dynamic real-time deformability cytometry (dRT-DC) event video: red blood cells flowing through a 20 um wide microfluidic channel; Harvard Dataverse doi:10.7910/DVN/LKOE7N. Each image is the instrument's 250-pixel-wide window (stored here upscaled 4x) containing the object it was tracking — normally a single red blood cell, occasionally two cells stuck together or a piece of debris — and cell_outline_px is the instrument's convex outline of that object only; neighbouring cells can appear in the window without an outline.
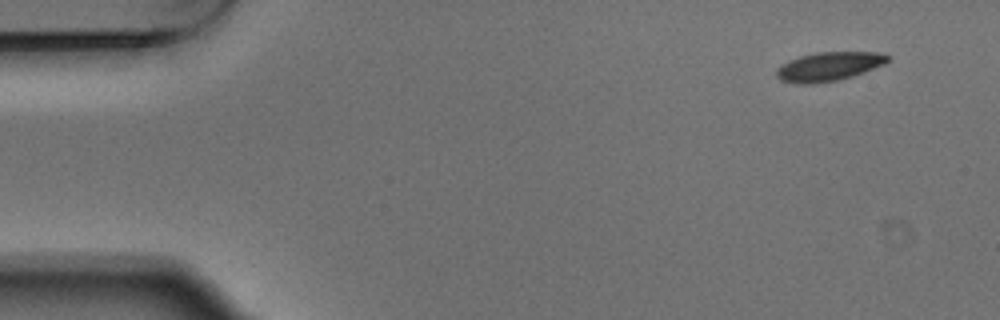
{"species": "Egyptian fruit bat (a non-hibernating species)", "species_latin": "Rousettus aegyptiacus", "temperature_condition": "warm", "stored_images_in_passage": 5, "camera_frame_rate_fps": 3000, "um_per_image_px": 0.085, "animal": {"sex": "male"}, "frame": {"image": 1, "passage_image": 1, "time_ms": 0.0, "image_size_px": [1000, 320], "cell_outline_px": [[888, 60], [884, 64], [864, 72], [852, 76], [836, 80], [812, 84], [796, 84], [780, 80], [776, 76], [776, 68], [780, 64], [788, 60], [800, 56], [816, 52], [884, 52], [888, 56]], "centroid_in_image_um": [70.4, 5.65], "position_along_channel_um": 14.6, "area_um2": 18.84}}
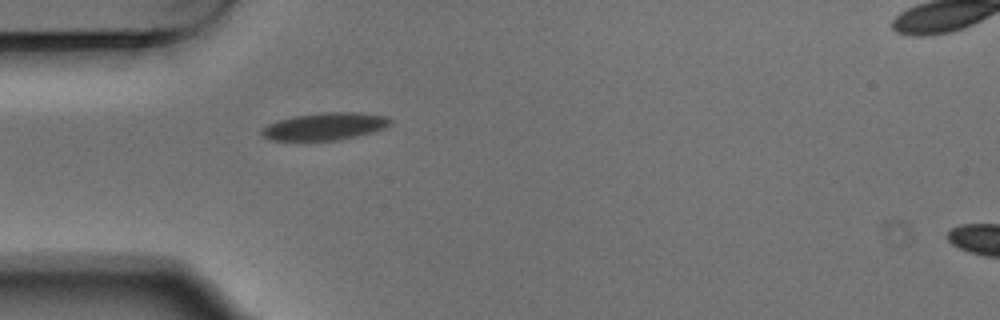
{"frame": {"image": 2, "passage_image": 4, "time_ms": 1.0, "image_size_px": [1000, 320], "cell_outline_px": [[392, 120], [384, 128], [372, 132], [356, 136], [336, 140], [272, 140], [264, 136], [260, 132], [268, 124], [292, 116], [324, 112], [360, 112], [388, 116]], "centroid_in_image_um": [27.64, 10.73], "position_along_channel_um": 57.4, "area_um2": 20.29}}